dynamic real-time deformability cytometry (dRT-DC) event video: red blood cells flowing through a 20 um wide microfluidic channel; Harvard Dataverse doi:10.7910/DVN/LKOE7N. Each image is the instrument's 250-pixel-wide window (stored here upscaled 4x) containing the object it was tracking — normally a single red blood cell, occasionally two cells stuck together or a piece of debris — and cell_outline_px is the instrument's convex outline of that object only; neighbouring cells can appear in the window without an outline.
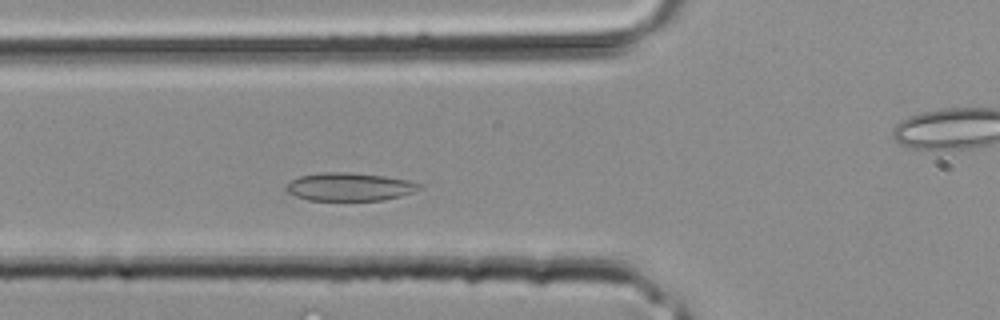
{"species": "common noctule bat (a hibernating species)", "species_latin": "Nyctalus noctula", "temperature_condition": "room temperature", "stored_images_in_passage": 32, "camera_frame_rate_fps": 3000, "um_per_image_px": 0.085, "animal": {"sex": "male", "body_mass_g": 20.4}, "frame": {"image": 1, "passage_image": 9, "time_ms": 2.667, "image_size_px": [1000, 320], "cell_outline_px": [[424, 188], [400, 196], [380, 200], [308, 200], [296, 196], [288, 192], [284, 188], [292, 180], [300, 176], [324, 172], [348, 172], [384, 176], [408, 180], [420, 184]], "centroid_in_image_um": [29.71, 15.87], "position_along_channel_um": 96.1, "area_um2": 21.62}}
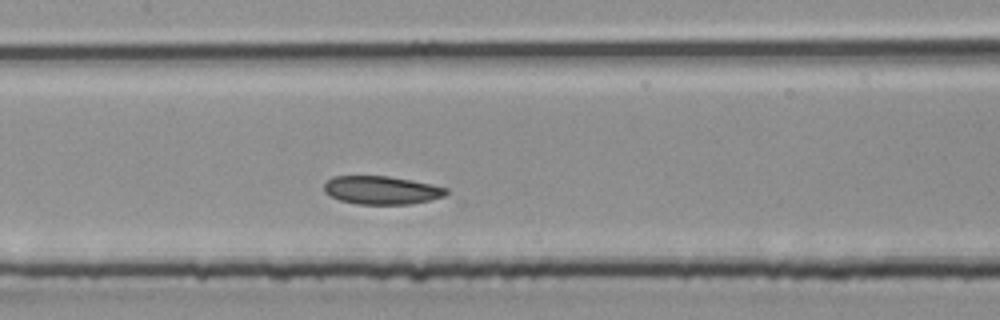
{"frame": {"image": 2, "passage_image": 13, "time_ms": 4.0, "image_size_px": [1000, 320], "cell_outline_px": [[448, 192], [444, 196], [428, 200], [408, 204], [356, 204], [340, 200], [324, 192], [324, 184], [332, 176], [388, 176], [412, 180], [432, 184], [448, 188]], "centroid_in_image_um": [32.43, 16.15], "position_along_channel_um": 175.0, "area_um2": 20.06}}
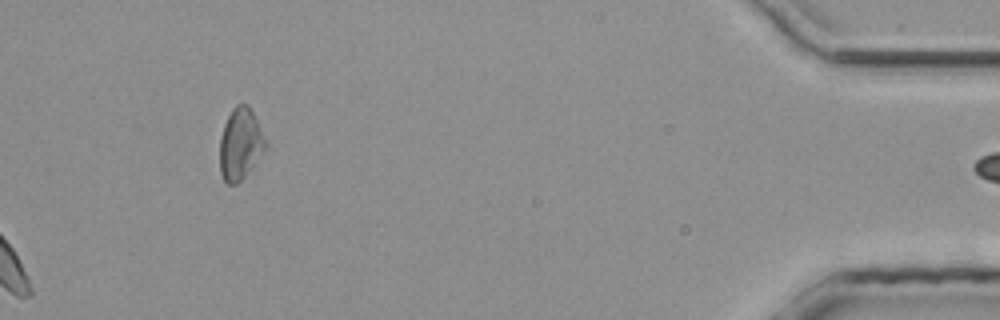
{"frame": {"image": 3, "passage_image": 32, "time_ms": 10.333, "image_size_px": [1000, 320], "cell_outline_px": [[268, 144], [244, 176], [236, 184], [228, 184], [224, 180], [220, 172], [220, 136], [224, 124], [232, 108], [236, 104], [248, 104]], "centroid_in_image_um": [20.4, 12.21], "position_along_channel_um": 414.8, "area_um2": 18.67}}